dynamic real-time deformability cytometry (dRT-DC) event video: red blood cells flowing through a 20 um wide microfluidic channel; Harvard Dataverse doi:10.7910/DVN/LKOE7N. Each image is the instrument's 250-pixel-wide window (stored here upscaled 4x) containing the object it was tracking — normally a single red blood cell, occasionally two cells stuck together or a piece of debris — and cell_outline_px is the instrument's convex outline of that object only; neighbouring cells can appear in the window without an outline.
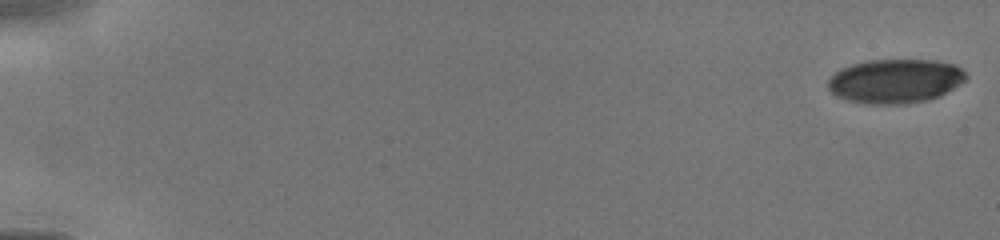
{"species": "human", "species_latin": "Homo sapiens", "temperature_condition": "cold", "stored_images_in_passage": 46, "camera_frame_rate_fps": 3000, "um_per_image_px": 0.085, "donor": {"sex": "male"}, "frame": {"image": 1, "passage_image": 1, "time_ms": 0.0, "image_size_px": [1000, 240], "cell_outline_px": [[968, 76], [960, 84], [940, 96], [928, 100], [908, 104], [868, 104], [848, 100], [836, 96], [828, 88], [828, 80], [840, 68], [852, 64], [868, 60], [932, 60], [956, 64]], "centroid_in_image_um": [76.1, 6.89], "position_along_channel_um": 8.9, "area_um2": 35.6}}
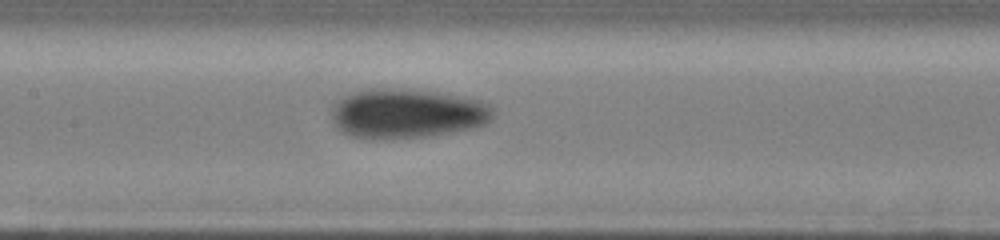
{"frame": {"image": 2, "passage_image": 24, "time_ms": 7.667, "image_size_px": [1000, 240], "cell_outline_px": [[492, 120], [484, 124], [472, 128], [452, 132], [424, 136], [376, 140], [348, 136], [336, 128], [332, 124], [332, 104], [336, 100], [352, 92], [364, 88], [384, 88], [440, 92], [464, 96], [480, 100], [488, 104], [492, 108]], "centroid_in_image_um": [34.52, 9.65], "position_along_channel_um": 172.9, "area_um2": 47.16}}
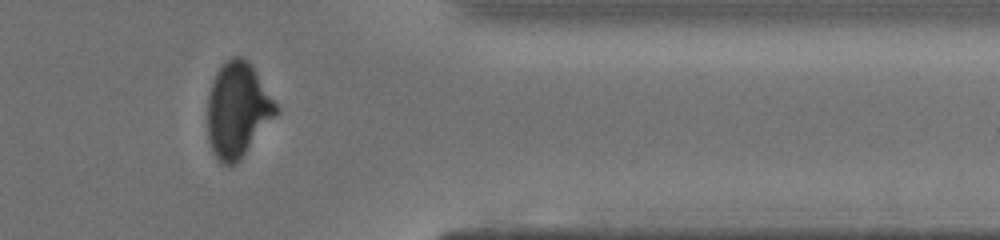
{"frame": {"image": 3, "passage_image": 39, "time_ms": 12.667, "image_size_px": [1000, 240], "cell_outline_px": [[280, 108], [240, 160], [236, 164], [220, 164], [216, 160], [212, 152], [208, 140], [208, 92], [212, 80], [216, 72], [232, 56], [240, 56], [248, 60]], "centroid_in_image_um": [20.17, 9.35], "position_along_channel_um": 391.2, "area_um2": 37.69}}